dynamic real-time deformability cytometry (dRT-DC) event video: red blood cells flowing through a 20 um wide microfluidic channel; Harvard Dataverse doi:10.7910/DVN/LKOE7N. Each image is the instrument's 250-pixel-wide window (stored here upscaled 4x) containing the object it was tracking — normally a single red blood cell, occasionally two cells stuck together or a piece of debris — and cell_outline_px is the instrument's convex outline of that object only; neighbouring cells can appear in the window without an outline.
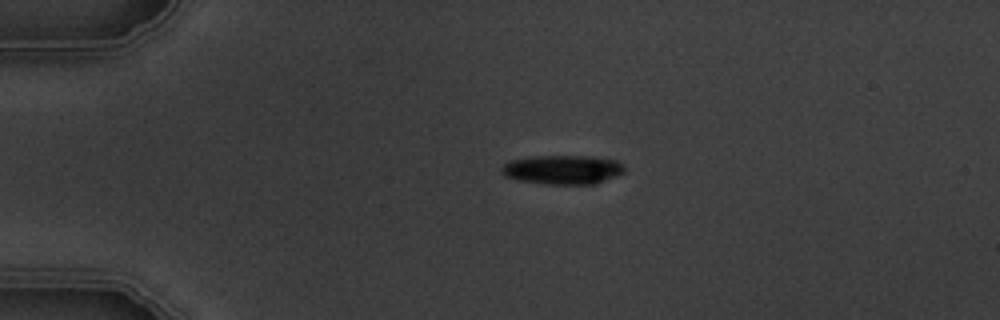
{"species": "common noctule bat (a hibernating species)", "species_latin": "Nyctalus noctula", "temperature_condition": "warm", "stored_images_in_passage": 3, "camera_frame_rate_fps": 3000, "um_per_image_px": 0.085, "animal": {"sex": "male", "body_mass_g": 19.5, "forearm_length_mm": 54.6}, "frame": {"image": 1, "passage_image": 2, "time_ms": 2.0, "image_size_px": [1000, 320], "cell_outline_px": [[624, 172], [616, 176], [596, 184], [544, 184], [520, 180], [504, 176], [500, 168], [508, 160], [532, 156], [588, 156], [616, 160], [624, 164]], "centroid_in_image_um": [47.82, 14.42], "position_along_channel_um": 37.2, "area_um2": 20.98}}